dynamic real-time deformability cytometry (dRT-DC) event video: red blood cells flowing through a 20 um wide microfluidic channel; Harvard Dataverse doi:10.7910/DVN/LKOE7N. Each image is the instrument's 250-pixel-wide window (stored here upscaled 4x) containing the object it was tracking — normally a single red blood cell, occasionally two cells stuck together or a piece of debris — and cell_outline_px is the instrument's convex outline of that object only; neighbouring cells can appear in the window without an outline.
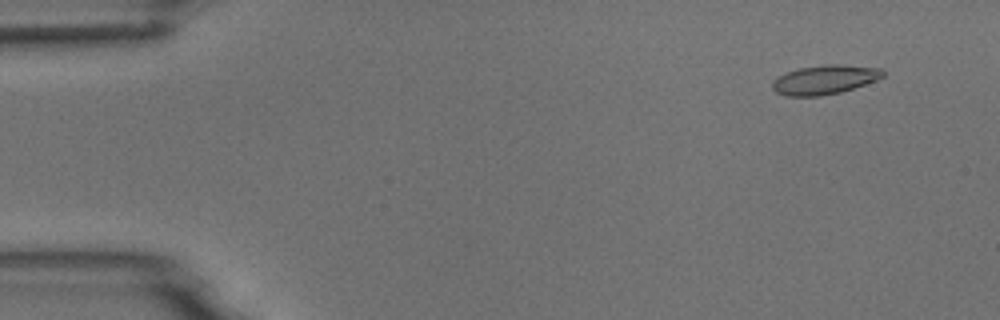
{"species": "common noctule bat (a hibernating species)", "species_latin": "Nyctalus noctula", "temperature_condition": "room temperature", "stored_images_in_passage": 5, "camera_frame_rate_fps": 3000, "um_per_image_px": 0.085, "animal": {"sex": "male", "body_mass_g": 18.8}, "frame": {"image": 1, "passage_image": 2, "time_ms": 1.0, "image_size_px": [1000, 320], "cell_outline_px": [[884, 76], [876, 80], [840, 92], [820, 96], [784, 96], [776, 92], [772, 88], [772, 80], [776, 76], [800, 68], [824, 64], [840, 64], [880, 68], [884, 72]], "centroid_in_image_um": [70.05, 6.77], "position_along_channel_um": 14.9, "area_um2": 18.79}}
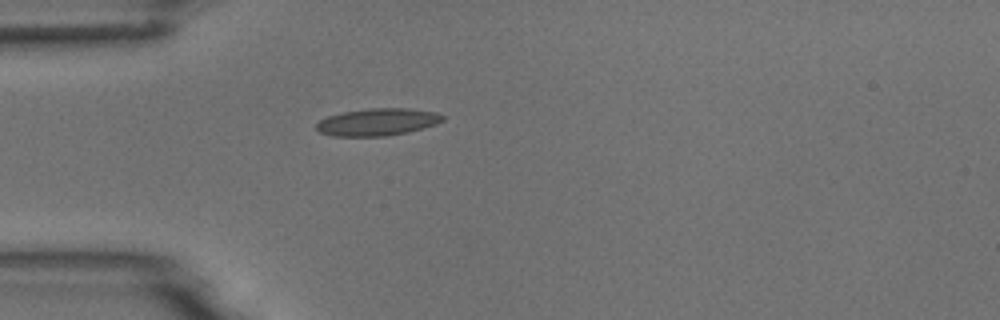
{"frame": {"image": 2, "passage_image": 5, "time_ms": 4.667, "image_size_px": [1000, 320], "cell_outline_px": [[444, 120], [436, 124], [424, 128], [408, 132], [384, 136], [332, 136], [320, 132], [316, 128], [316, 124], [320, 120], [328, 116], [344, 112], [372, 108], [408, 108], [436, 112], [444, 116]], "centroid_in_image_um": [32.11, 10.37], "position_along_channel_um": 52.9, "area_um2": 20.0}}